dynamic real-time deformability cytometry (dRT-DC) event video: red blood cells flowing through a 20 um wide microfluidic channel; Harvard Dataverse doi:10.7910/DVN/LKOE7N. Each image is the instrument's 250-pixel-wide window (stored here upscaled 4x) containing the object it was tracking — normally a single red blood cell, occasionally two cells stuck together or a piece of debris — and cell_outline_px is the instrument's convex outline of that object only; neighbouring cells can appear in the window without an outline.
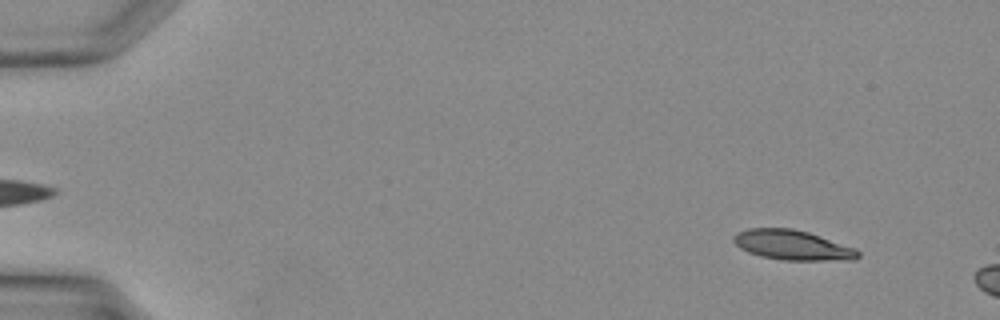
{"species": "Egyptian fruit bat (a non-hibernating species)", "species_latin": "Rousettus aegyptiacus", "temperature_condition": "warm", "stored_images_in_passage": 7, "camera_frame_rate_fps": 3000, "um_per_image_px": 0.085, "animal": {"sex": "female"}, "frame": {"image": 1, "passage_image": 3, "time_ms": 0.667, "image_size_px": [1000, 320], "cell_outline_px": [[860, 256], [852, 260], [784, 260], [764, 256], [748, 252], [740, 248], [732, 240], [736, 232], [748, 228], [792, 228], [808, 232], [856, 248], [860, 252]], "centroid_in_image_um": [67.37, 20.82], "position_along_channel_um": 17.6, "area_um2": 21.56}}